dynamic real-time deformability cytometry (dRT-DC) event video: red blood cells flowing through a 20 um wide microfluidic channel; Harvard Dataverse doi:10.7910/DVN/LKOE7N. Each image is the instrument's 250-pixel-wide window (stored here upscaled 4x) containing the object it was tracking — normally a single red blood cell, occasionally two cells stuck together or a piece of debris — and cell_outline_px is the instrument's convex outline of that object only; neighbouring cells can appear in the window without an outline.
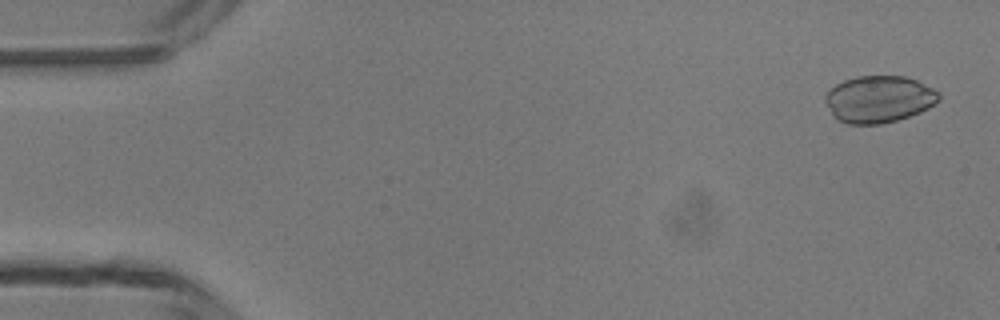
{"species": "common noctule bat (a hibernating species)", "species_latin": "Nyctalus noctula", "temperature_condition": "room temperature", "stored_images_in_passage": 4, "camera_frame_rate_fps": 3000, "um_per_image_px": 0.085, "animal": {"sex": "male", "body_mass_g": 13.3}, "frame": {"image": 1, "passage_image": 1, "time_ms": 0.0, "image_size_px": [1000, 320], "cell_outline_px": [[940, 100], [928, 108], [920, 112], [896, 120], [880, 124], [848, 124], [836, 120], [832, 116], [824, 100], [824, 96], [836, 84], [844, 80], [856, 76], [904, 76], [916, 80], [940, 92]], "centroid_in_image_um": [74.69, 8.43], "position_along_channel_um": 10.3, "area_um2": 31.15}}